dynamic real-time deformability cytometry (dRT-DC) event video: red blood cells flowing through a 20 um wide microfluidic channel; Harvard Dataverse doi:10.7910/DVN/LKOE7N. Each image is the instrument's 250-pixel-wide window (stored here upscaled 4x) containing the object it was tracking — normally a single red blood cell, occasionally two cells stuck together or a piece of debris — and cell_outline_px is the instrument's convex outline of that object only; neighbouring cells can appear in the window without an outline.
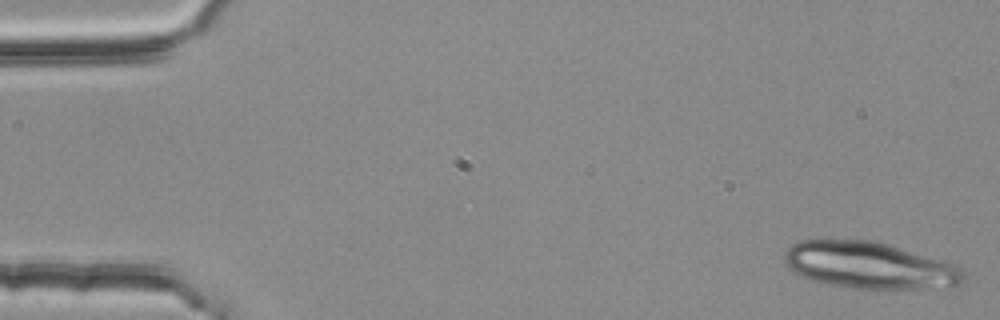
{"species": "common noctule bat (a hibernating species)", "species_latin": "Nyctalus noctula", "temperature_condition": "room temperature", "stored_images_in_passage": 16, "camera_frame_rate_fps": 3000, "um_per_image_px": 0.085, "animal": {"sex": "female", "body_mass_g": 25.1}, "frame": {"image": 1, "passage_image": 1, "time_ms": 0.0, "image_size_px": [1000, 320], "cell_outline_px": [[964, 280], [960, 284], [924, 288], [868, 292], [828, 284], [812, 280], [800, 276], [792, 272], [788, 268], [784, 260], [784, 252], [792, 244], [800, 240], [876, 240], [944, 260], [960, 268], [964, 272]], "centroid_in_image_um": [73.87, 22.58], "position_along_channel_um": 11.1, "area_um2": 49.82}}